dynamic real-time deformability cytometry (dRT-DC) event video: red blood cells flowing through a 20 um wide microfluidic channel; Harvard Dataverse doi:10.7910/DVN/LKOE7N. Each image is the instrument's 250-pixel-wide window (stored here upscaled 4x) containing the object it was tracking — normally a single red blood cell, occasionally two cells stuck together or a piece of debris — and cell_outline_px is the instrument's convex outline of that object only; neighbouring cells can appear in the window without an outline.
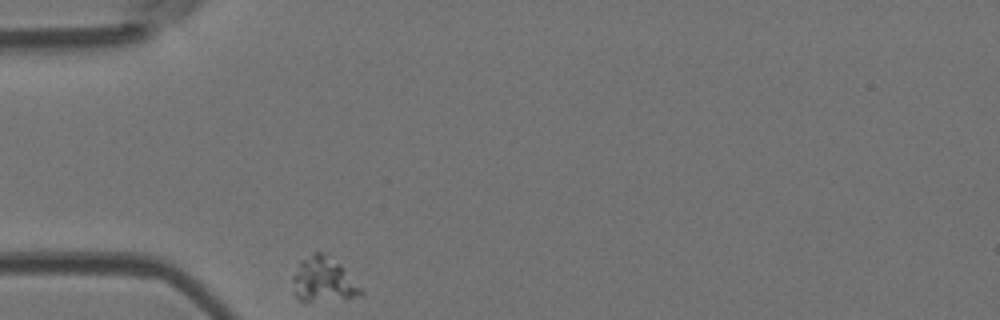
{"species": "Egyptian fruit bat (a non-hibernating species)", "species_latin": "Rousettus aegyptiacus", "temperature_condition": "room temperature", "stored_images_in_passage": 32, "camera_frame_rate_fps": 3000, "um_per_image_px": 0.085, "animal": {"sex": "female"}, "frame": {"image": 1, "passage_image": 1, "time_ms": 0.0, "image_size_px": [1000, 320], "cell_outline_px": [[364, 292], [352, 296], [304, 304], [296, 296], [292, 280], [292, 276], [300, 260], [312, 252], [320, 252], [340, 264]], "centroid_in_image_um": [27.4, 23.79], "position_along_channel_um": 57.6, "area_um2": 17.46}}
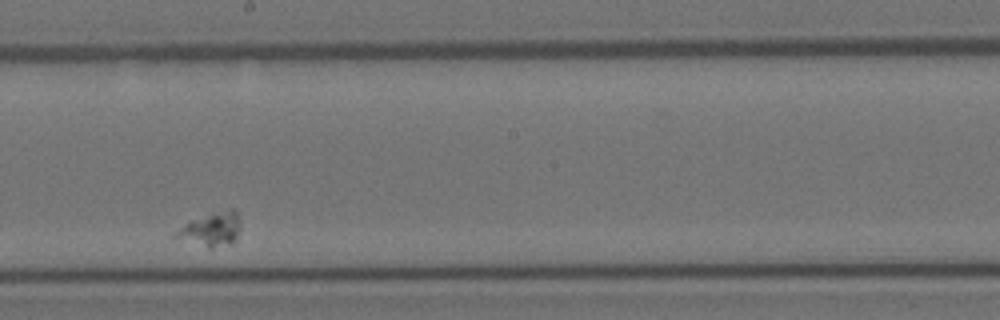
{"frame": {"image": 2, "passage_image": 19, "time_ms": 6.0, "image_size_px": [1000, 320], "cell_outline_px": [[240, 228], [236, 240], [232, 244], [212, 248], [208, 248], [172, 236], [176, 232], [192, 220], [212, 212], [232, 208], [236, 208], [240, 224]], "centroid_in_image_um": [18.03, 19.49], "position_along_channel_um": 230.2, "area_um2": 12.72}}
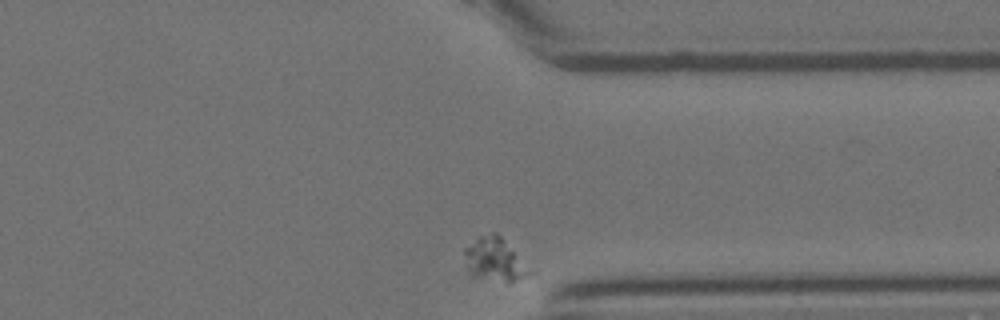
{"frame": {"image": 3, "passage_image": 32, "time_ms": 10.333, "image_size_px": [1000, 320], "cell_outline_px": [[536, 272], [528, 276], [508, 284], [472, 276], [468, 268], [464, 252], [464, 248], [480, 236], [492, 232], [496, 232]], "centroid_in_image_um": [42.12, 22.11], "position_along_channel_um": 369.3, "area_um2": 16.7}}